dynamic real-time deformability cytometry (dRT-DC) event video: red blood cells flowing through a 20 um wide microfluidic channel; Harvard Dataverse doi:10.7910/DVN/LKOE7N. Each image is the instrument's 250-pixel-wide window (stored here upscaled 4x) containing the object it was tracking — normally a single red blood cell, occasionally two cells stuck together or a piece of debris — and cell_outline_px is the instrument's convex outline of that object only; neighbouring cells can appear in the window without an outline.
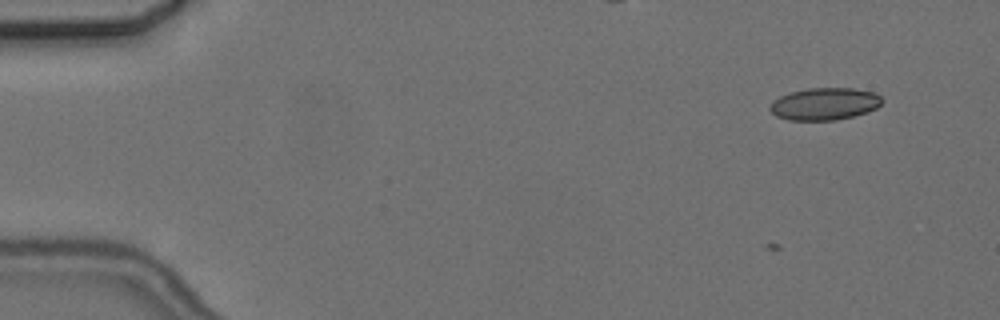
{"species": "common noctule bat (a hibernating species)", "species_latin": "Nyctalus noctula", "temperature_condition": "cold", "stored_images_in_passage": 4, "camera_frame_rate_fps": 3000, "um_per_image_px": 0.085, "animal": {"sex": "female", "body_mass_g": 24.6, "forearm_length_mm": 56.2}, "frame": {"image": 1, "passage_image": 1, "time_ms": 0.0, "image_size_px": [1000, 320], "cell_outline_px": [[884, 100], [876, 108], [868, 112], [836, 120], [788, 120], [776, 116], [768, 108], [772, 100], [780, 96], [792, 92], [808, 88], [852, 88], [876, 92]], "centroid_in_image_um": [70.09, 8.83], "position_along_channel_um": 14.9, "area_um2": 21.15}}